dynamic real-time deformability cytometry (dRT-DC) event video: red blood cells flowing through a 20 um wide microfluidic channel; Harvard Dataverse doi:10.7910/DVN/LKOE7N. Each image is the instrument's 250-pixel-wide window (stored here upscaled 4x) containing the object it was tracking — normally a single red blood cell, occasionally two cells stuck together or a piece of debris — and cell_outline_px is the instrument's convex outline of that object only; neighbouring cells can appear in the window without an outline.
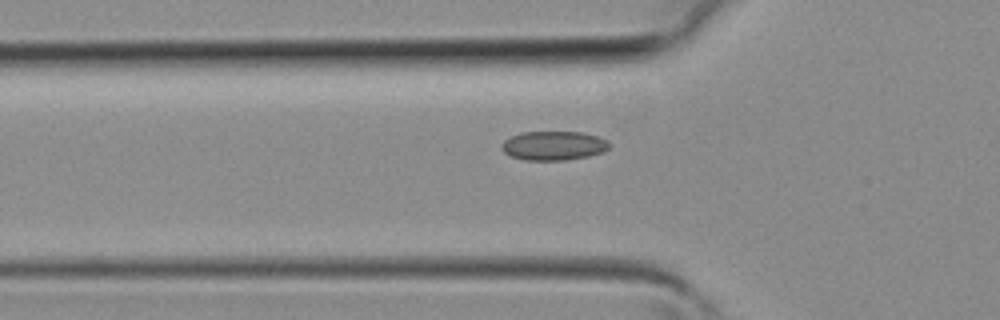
{"species": "common noctule bat (a hibernating species)", "species_latin": "Nyctalus noctula", "temperature_condition": "room temperature", "stored_images_in_passage": 27, "camera_frame_rate_fps": 3000, "um_per_image_px": 0.085, "animal": {"sex": "female", "body_mass_g": 19.3, "forearm_length_mm": 54.1}, "frame": {"image": 1, "passage_image": 6, "time_ms": 1.667, "image_size_px": [1000, 320], "cell_outline_px": [[612, 144], [604, 152], [588, 156], [564, 160], [524, 160], [512, 156], [504, 152], [500, 148], [504, 140], [520, 132], [584, 132], [608, 140]], "centroid_in_image_um": [47.08, 12.38], "position_along_channel_um": 78.7, "area_um2": 18.32}}
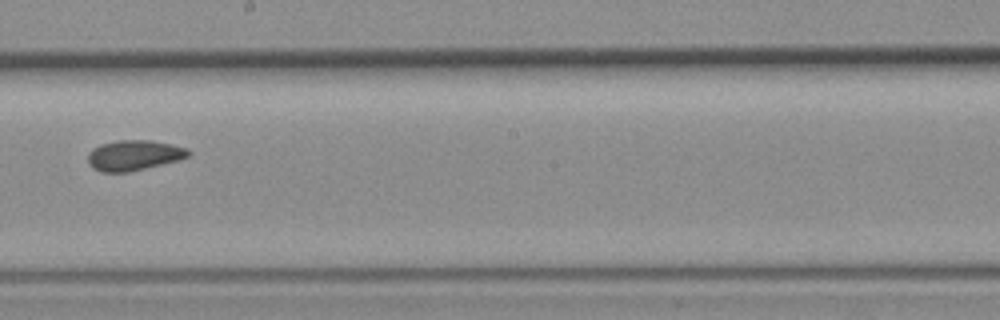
{"frame": {"image": 2, "passage_image": 15, "time_ms": 4.667, "image_size_px": [1000, 320], "cell_outline_px": [[192, 152], [188, 156], [176, 160], [128, 172], [100, 172], [92, 168], [88, 164], [88, 152], [92, 148], [100, 144], [120, 140], [152, 140], [188, 148]], "centroid_in_image_um": [11.34, 13.19], "position_along_channel_um": 236.9, "area_um2": 17.69}}
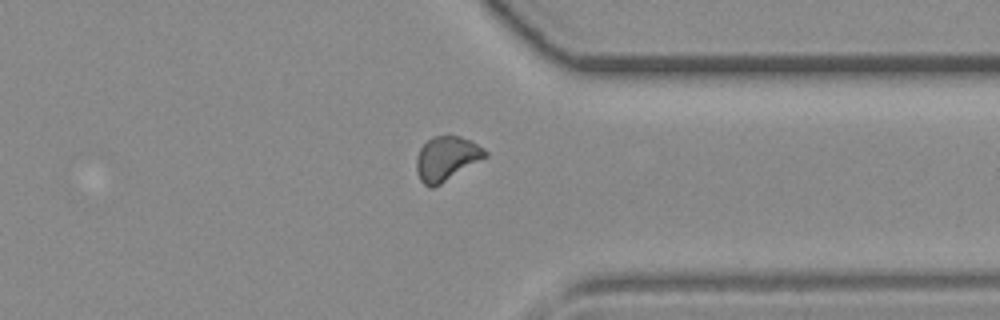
{"frame": {"image": 3, "passage_image": 23, "time_ms": 7.333, "image_size_px": [1000, 320], "cell_outline_px": [[488, 156], [440, 184], [432, 188], [428, 188], [420, 180], [416, 172], [416, 156], [420, 148], [428, 140], [436, 136], [448, 132], [472, 140], [484, 148], [488, 152]], "centroid_in_image_um": [37.96, 13.44], "position_along_channel_um": 373.4, "area_um2": 18.15}}